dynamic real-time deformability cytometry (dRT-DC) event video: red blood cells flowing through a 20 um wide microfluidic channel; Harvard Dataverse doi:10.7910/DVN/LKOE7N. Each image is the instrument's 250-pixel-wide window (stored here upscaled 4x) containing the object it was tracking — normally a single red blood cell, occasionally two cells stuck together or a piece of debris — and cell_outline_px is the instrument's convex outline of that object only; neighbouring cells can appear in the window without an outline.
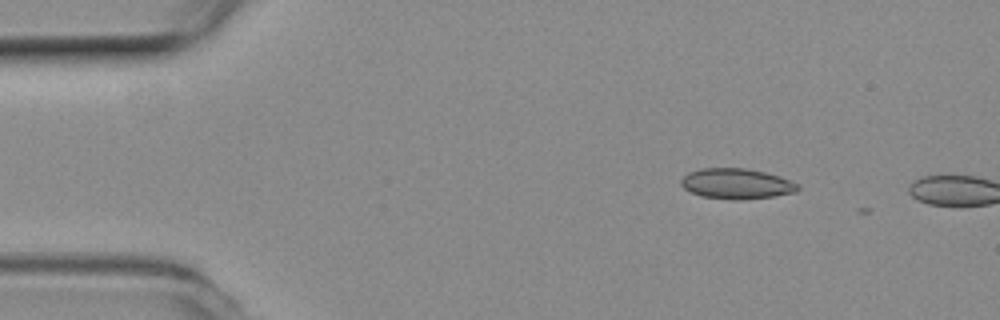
{"species": "common noctule bat (a hibernating species)", "species_latin": "Nyctalus noctula", "temperature_condition": "room temperature", "stored_images_in_passage": 2, "camera_frame_rate_fps": 3000, "um_per_image_px": 0.085, "animal": {"sex": "female", "body_mass_g": 19.3, "forearm_length_mm": 54.1}, "frame": {"image": 1, "passage_image": 1, "time_ms": 0.0, "image_size_px": [1000, 320], "cell_outline_px": [[800, 188], [796, 192], [772, 196], [740, 200], [732, 200], [700, 196], [684, 188], [680, 184], [680, 180], [688, 172], [700, 168], [748, 168], [780, 176], [800, 184]], "centroid_in_image_um": [62.61, 15.61], "position_along_channel_um": 22.4, "area_um2": 20.87}}